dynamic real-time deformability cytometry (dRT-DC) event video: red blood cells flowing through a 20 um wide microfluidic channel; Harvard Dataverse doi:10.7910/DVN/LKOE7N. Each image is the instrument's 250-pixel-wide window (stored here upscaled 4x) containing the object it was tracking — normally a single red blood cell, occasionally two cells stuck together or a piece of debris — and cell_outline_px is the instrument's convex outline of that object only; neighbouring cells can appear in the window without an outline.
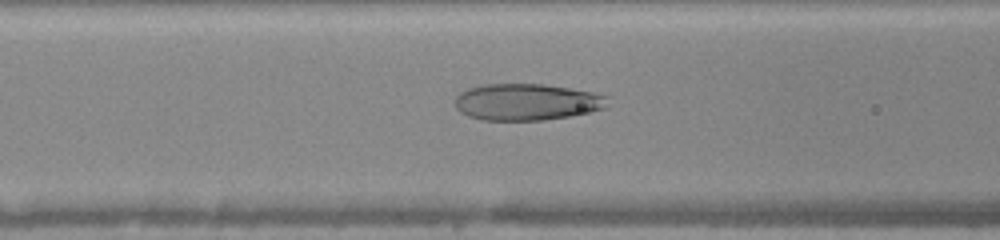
{"species": "human", "species_latin": "Homo sapiens", "temperature_condition": "warm", "stored_images_in_passage": 34, "camera_frame_rate_fps": 3000, "um_per_image_px": 0.085, "donor": {"sex": "female"}, "frame": {"image": 1, "passage_image": 5, "time_ms": 1.333, "image_size_px": [1000, 240], "cell_outline_px": [[608, 96], [604, 108], [588, 112], [568, 116], [544, 120], [480, 120], [468, 116], [460, 112], [456, 108], [456, 96], [460, 92], [468, 88], [484, 84], [544, 84], [592, 92]], "centroid_in_image_um": [44.72, 8.67], "position_along_channel_um": 121.9, "area_um2": 32.43}}
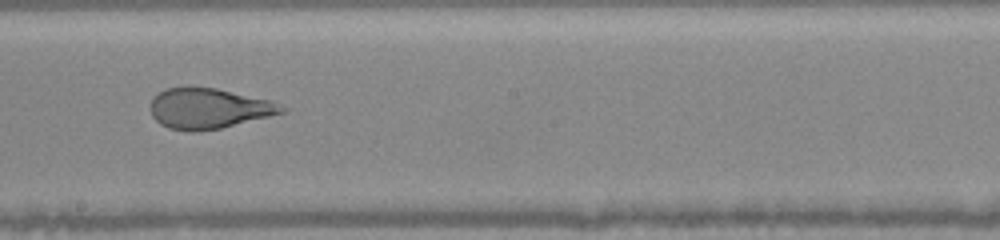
{"frame": {"image": 2, "passage_image": 13, "time_ms": 4.0, "image_size_px": [1000, 240], "cell_outline_px": [[288, 108], [284, 112], [220, 128], [196, 132], [192, 132], [168, 128], [160, 124], [152, 116], [152, 100], [160, 92], [168, 88], [188, 84], [216, 88], [272, 100]], "centroid_in_image_um": [17.74, 9.19], "position_along_channel_um": 230.5, "area_um2": 31.15}}
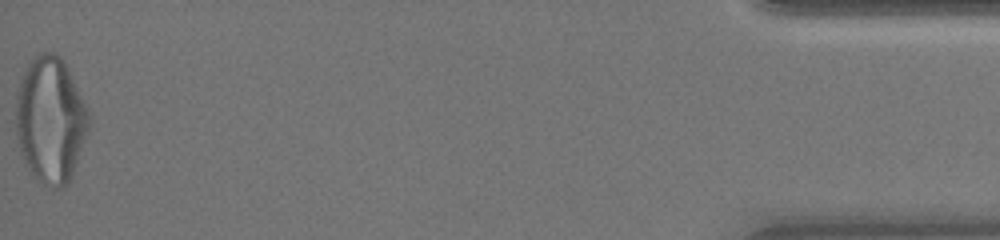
{"frame": {"image": 3, "passage_image": 34, "time_ms": 11.0, "image_size_px": [1000, 240], "cell_outline_px": [[92, 124], [68, 184], [60, 188], [56, 188], [40, 184], [24, 160], [20, 152], [16, 136], [16, 92], [20, 80], [32, 56], [40, 52], [56, 52], [60, 56], [68, 68], [88, 108]], "centroid_in_image_um": [4.3, 10.17], "position_along_channel_um": 430.9, "area_um2": 54.22}, "authors_computed_cell_mechanics": {"area_um2": 33.5529, "velocity_mm_per_s": 4.0701, "shape_relaxation_time_tau1_ms": 3.9444, "shape_relaxation_time_tau2_ms": 0.8482, "deformation_change_tau1": 0.1934, "deformation_change_tau2": 0.0836}}